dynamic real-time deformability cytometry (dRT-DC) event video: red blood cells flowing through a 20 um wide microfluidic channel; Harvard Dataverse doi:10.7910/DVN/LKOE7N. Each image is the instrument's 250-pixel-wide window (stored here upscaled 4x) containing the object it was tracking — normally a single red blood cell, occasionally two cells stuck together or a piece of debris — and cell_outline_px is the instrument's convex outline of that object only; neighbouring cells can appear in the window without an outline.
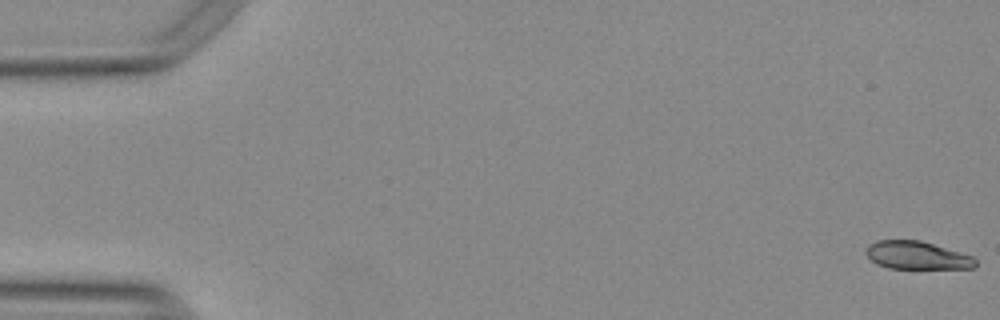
{"species": "Egyptian fruit bat (a non-hibernating species)", "species_latin": "Rousettus aegyptiacus", "temperature_condition": "warm", "stored_images_in_passage": 54, "camera_frame_rate_fps": 3000, "um_per_image_px": 0.085, "animal": {"sex": "female"}, "frame": {"image": 1, "passage_image": 1, "time_ms": 0.0, "image_size_px": [1000, 320], "cell_outline_px": [[976, 264], [972, 268], [888, 268], [876, 264], [864, 252], [868, 244], [880, 240], [920, 240], [972, 256], [976, 260]], "centroid_in_image_um": [77.89, 21.7], "position_along_channel_um": 7.1, "area_um2": 17.63}}
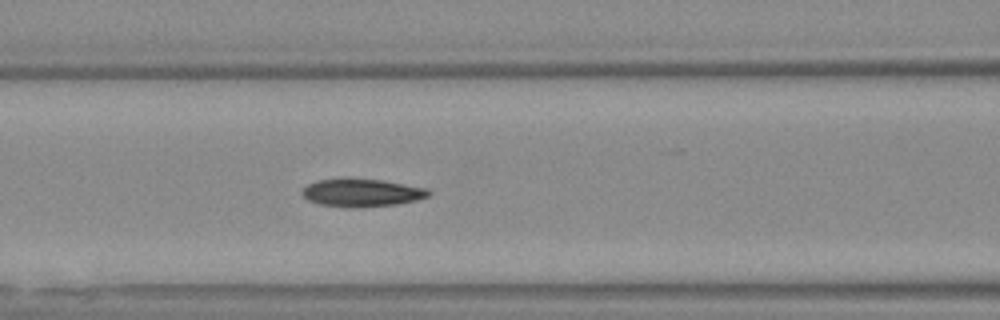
{"frame": {"image": 2, "passage_image": 23, "time_ms": 7.333, "image_size_px": [1000, 320], "cell_outline_px": [[432, 192], [428, 196], [416, 200], [400, 204], [352, 208], [320, 204], [308, 200], [300, 192], [308, 184], [316, 180], [344, 176], [348, 176], [384, 180], [428, 188]], "centroid_in_image_um": [30.74, 16.34], "position_along_channel_um": 135.9, "area_um2": 21.27}}
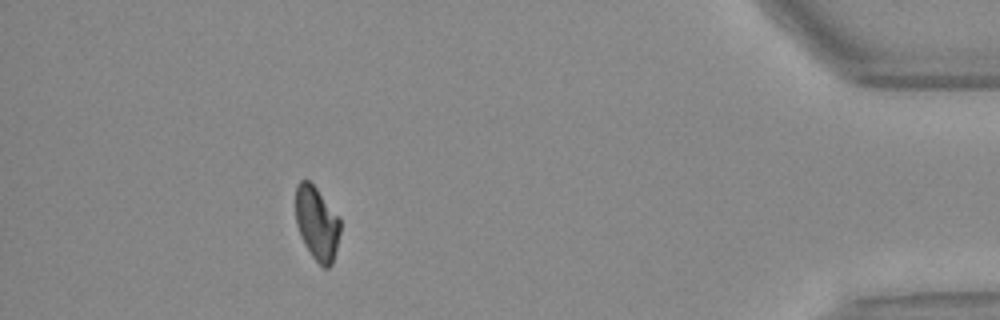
{"frame": {"image": 3, "passage_image": 49, "time_ms": 16.0, "image_size_px": [1000, 320], "cell_outline_px": [[340, 232], [332, 264], [328, 268], [324, 268], [312, 256], [304, 244], [300, 236], [296, 224], [296, 184], [300, 180], [308, 180], [316, 188], [340, 220]], "centroid_in_image_um": [26.91, 19.0], "position_along_channel_um": 408.3, "area_um2": 18.84}}